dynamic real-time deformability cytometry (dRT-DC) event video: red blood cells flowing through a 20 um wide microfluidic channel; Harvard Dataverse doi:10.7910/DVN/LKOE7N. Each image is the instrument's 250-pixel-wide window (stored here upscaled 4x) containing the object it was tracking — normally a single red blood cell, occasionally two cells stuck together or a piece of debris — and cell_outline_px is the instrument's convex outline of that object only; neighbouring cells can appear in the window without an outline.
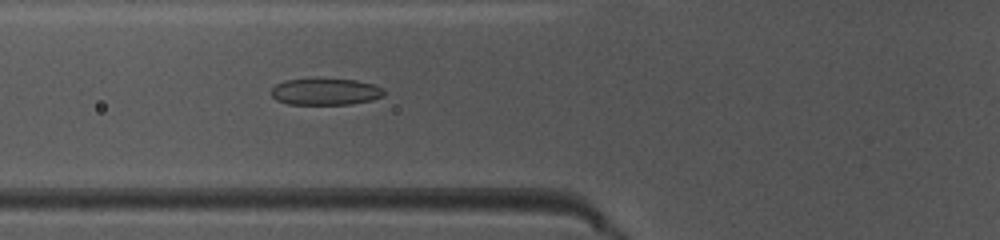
{"species": "common noctule bat (a hibernating species)", "species_latin": "Nyctalus noctula", "temperature_condition": "warm", "stored_images_in_passage": 48, "camera_frame_rate_fps": 3000, "um_per_image_px": 0.085, "animal": {"sex": "female", "body_mass_g": 10.0, "forearm_length_mm": 53.1}, "frame": {"image": 1, "passage_image": 19, "time_ms": 6.0, "image_size_px": [1000, 240], "cell_outline_px": [[384, 96], [372, 100], [352, 104], [288, 104], [276, 100], [272, 96], [272, 88], [276, 84], [284, 80], [356, 80], [372, 84], [384, 88]], "centroid_in_image_um": [27.68, 7.81], "position_along_channel_um": 98.1, "area_um2": 17.22}}
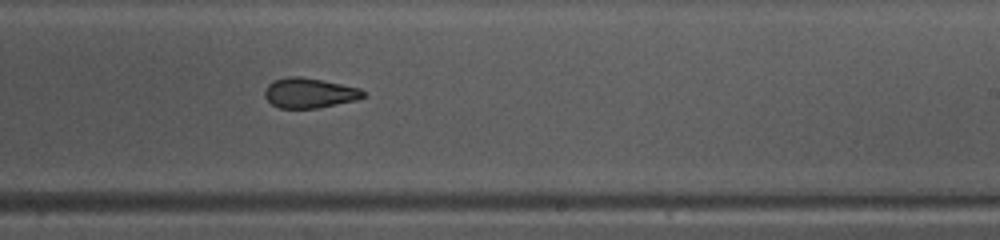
{"frame": {"image": 2, "passage_image": 31, "time_ms": 10.0, "image_size_px": [1000, 240], "cell_outline_px": [[368, 96], [356, 100], [316, 108], [280, 108], [272, 104], [264, 96], [264, 92], [268, 84], [276, 80], [288, 76], [300, 76], [324, 80], [360, 88], [368, 92]], "centroid_in_image_um": [26.35, 7.89], "position_along_channel_um": 262.6, "area_um2": 17.34}}
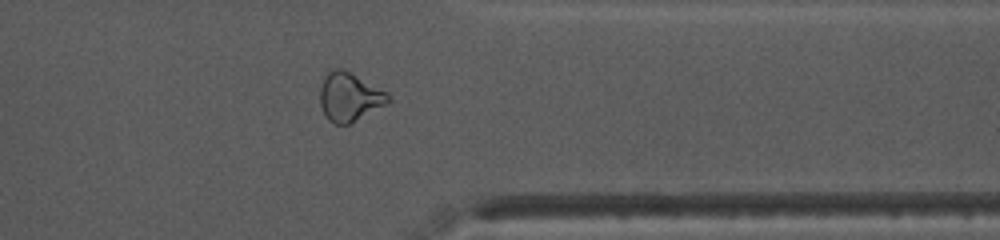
{"frame": {"image": 3, "passage_image": 40, "time_ms": 13.0, "image_size_px": [1000, 240], "cell_outline_px": [[392, 100], [348, 124], [336, 124], [328, 120], [320, 104], [320, 88], [324, 76], [332, 68], [344, 68], [388, 92]], "centroid_in_image_um": [29.69, 8.19], "position_along_channel_um": 381.7, "area_um2": 19.25}}